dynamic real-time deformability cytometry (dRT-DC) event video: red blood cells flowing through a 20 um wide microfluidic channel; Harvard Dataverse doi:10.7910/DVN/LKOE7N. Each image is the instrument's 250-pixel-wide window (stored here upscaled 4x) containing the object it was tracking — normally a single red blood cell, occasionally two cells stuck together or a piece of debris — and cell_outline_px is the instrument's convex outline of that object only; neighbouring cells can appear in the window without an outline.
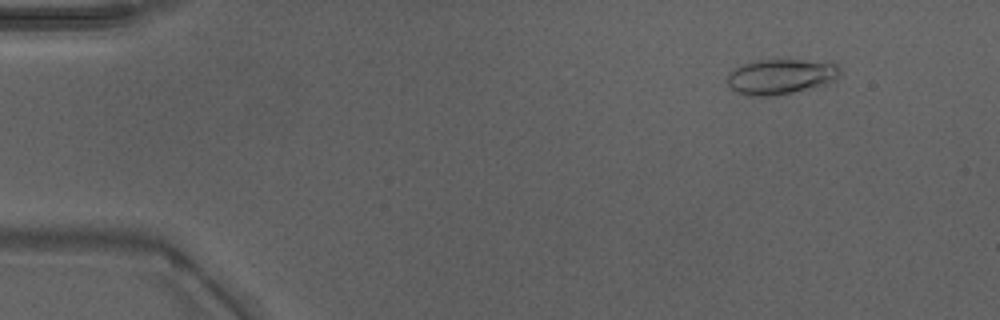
{"species": "Egyptian fruit bat (a non-hibernating species)", "species_latin": "Rousettus aegyptiacus", "temperature_condition": "warm", "stored_images_in_passage": 49, "camera_frame_rate_fps": 3000, "um_per_image_px": 0.085, "animal": {"sex": "male"}, "frame": {"image": 1, "passage_image": 6, "time_ms": 1.667, "image_size_px": [1000, 320], "cell_outline_px": [[840, 72], [836, 80], [824, 84], [776, 96], [748, 96], [736, 92], [728, 84], [728, 72], [732, 68], [752, 60], [832, 60], [840, 68]], "centroid_in_image_um": [66.37, 6.49], "position_along_channel_um": 18.6, "area_um2": 23.52}}
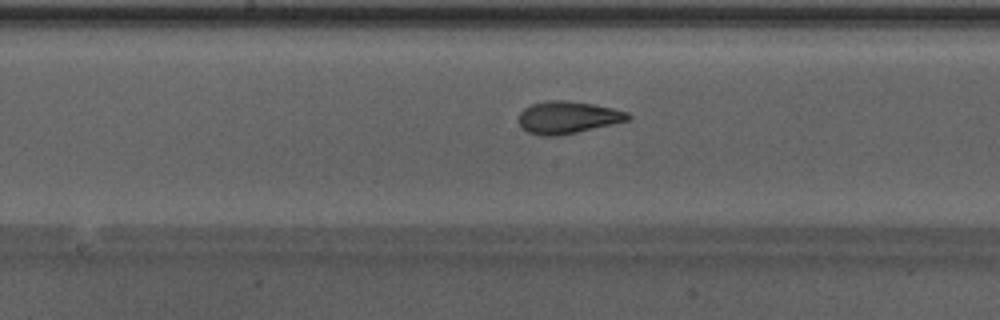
{"frame": {"image": 2, "passage_image": 26, "time_ms": 8.333, "image_size_px": [1000, 320], "cell_outline_px": [[632, 116], [628, 120], [612, 124], [560, 136], [540, 136], [528, 132], [520, 128], [520, 112], [524, 108], [532, 104], [544, 100], [568, 100], [592, 104], [612, 108], [628, 112]], "centroid_in_image_um": [48.23, 9.98], "position_along_channel_um": 200.0, "area_um2": 20.63}}
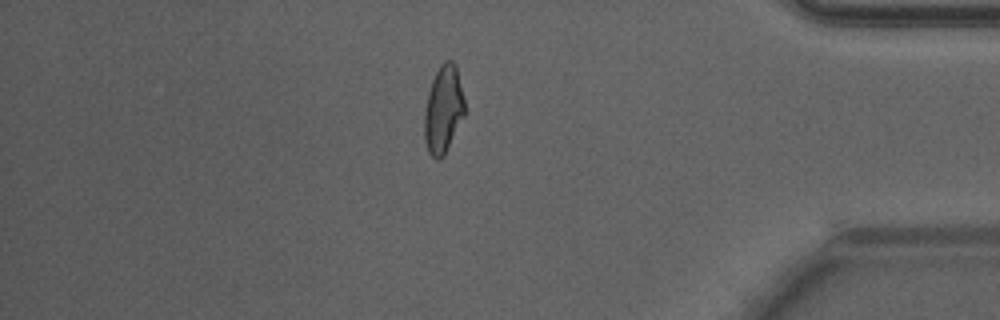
{"frame": {"image": 3, "passage_image": 42, "time_ms": 13.667, "image_size_px": [1000, 320], "cell_outline_px": [[464, 116], [444, 156], [440, 160], [436, 160], [428, 152], [424, 136], [424, 112], [428, 92], [432, 80], [440, 64], [444, 60], [452, 60], [456, 64], [464, 100]], "centroid_in_image_um": [37.67, 9.31], "position_along_channel_um": 397.5, "area_um2": 20.63}, "authors_computed_cell_mechanics": {"area_um2": 20.5768, "velocity_mm_per_s": 4.2972, "shape_relaxation_time_tau1_ms": 3.4758, "shape_relaxation_time_tau2_ms": 1.0041, "deformation_change_tau1": 0.1898, "deformation_change_tau2": 0.0867}}